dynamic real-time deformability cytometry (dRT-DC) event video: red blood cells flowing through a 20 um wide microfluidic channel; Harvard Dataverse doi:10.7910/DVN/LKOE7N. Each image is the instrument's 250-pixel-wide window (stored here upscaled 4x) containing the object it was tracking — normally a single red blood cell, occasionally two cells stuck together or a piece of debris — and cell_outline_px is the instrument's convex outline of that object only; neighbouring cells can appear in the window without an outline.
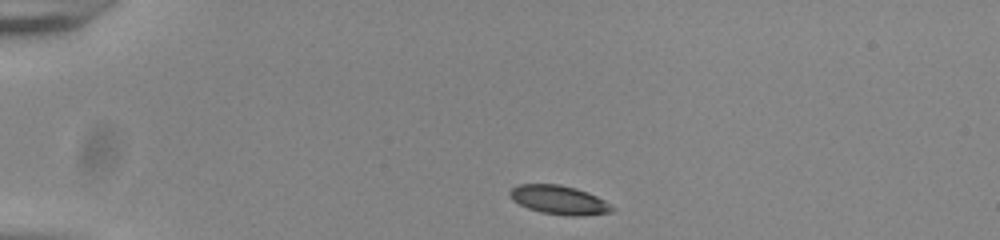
{"species": "common noctule bat (a hibernating species)", "species_latin": "Nyctalus noctula", "temperature_condition": "room temperature", "stored_images_in_passage": 43, "camera_frame_rate_fps": 3000, "um_per_image_px": 0.085, "animal": {"sex": "male", "body_mass_g": 20.0, "forearm_length_mm": 53.3}, "frame": {"image": 1, "passage_image": 1, "time_ms": 0.0, "image_size_px": [1000, 240], "cell_outline_px": [[616, 208], [612, 212], [580, 216], [568, 216], [540, 212], [528, 208], [512, 200], [508, 196], [508, 192], [516, 184], [560, 184], [576, 188], [588, 192], [604, 200]], "centroid_in_image_um": [47.51, 16.99], "position_along_channel_um": 37.5, "area_um2": 17.4}}
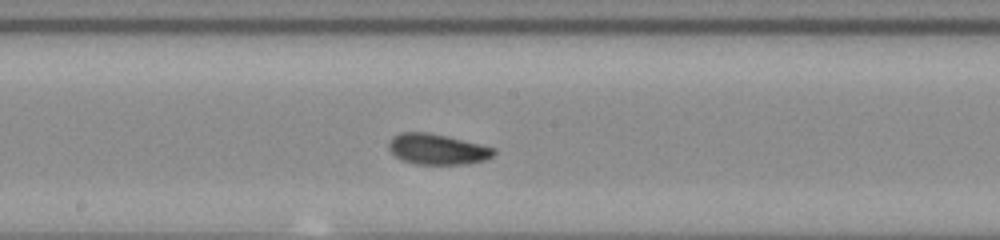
{"frame": {"image": 2, "passage_image": 19, "time_ms": 6.0, "image_size_px": [1000, 240], "cell_outline_px": [[496, 152], [492, 156], [484, 160], [468, 164], [416, 164], [404, 160], [396, 156], [388, 148], [388, 144], [392, 136], [400, 132], [428, 132], [448, 136], [496, 148]], "centroid_in_image_um": [37.18, 12.67], "position_along_channel_um": 211.0, "area_um2": 18.79}}
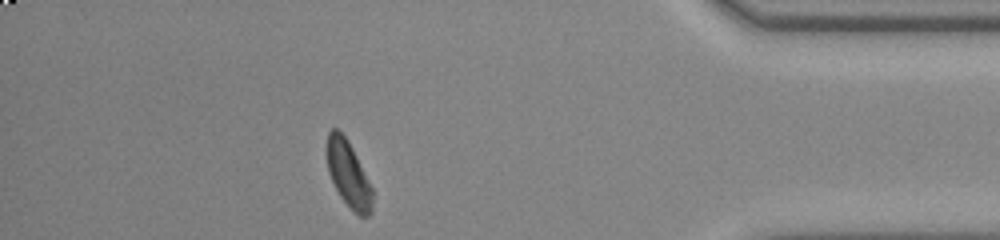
{"frame": {"image": 3, "passage_image": 37, "time_ms": 12.0, "image_size_px": [1000, 240], "cell_outline_px": [[372, 212], [368, 216], [360, 216], [340, 196], [328, 172], [324, 152], [328, 132], [332, 128], [336, 128], [344, 136], [352, 148], [372, 188]], "centroid_in_image_um": [29.56, 14.75], "position_along_channel_um": 405.6, "area_um2": 17.4}, "authors_computed_cell_mechanics": {"area_um2": 18.4382, "velocity_mm_per_s": 3.8311, "shape_relaxation_time_tau1_ms": 3.9211, "shape_relaxation_time_tau2_ms": 3.3859, "deformation_change_tau1": 0.1077, "deformation_change_tau2": 0.0852}}